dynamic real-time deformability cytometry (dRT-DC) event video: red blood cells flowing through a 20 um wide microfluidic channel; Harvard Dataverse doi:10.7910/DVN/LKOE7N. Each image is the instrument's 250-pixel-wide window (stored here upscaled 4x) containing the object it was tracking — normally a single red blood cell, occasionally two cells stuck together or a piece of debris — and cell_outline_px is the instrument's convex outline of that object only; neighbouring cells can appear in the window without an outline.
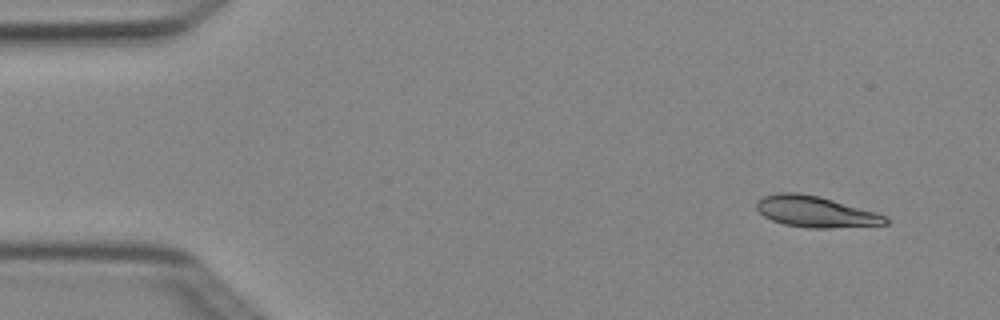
{"species": "Egyptian fruit bat (a non-hibernating species)", "species_latin": "Rousettus aegyptiacus", "temperature_condition": "cold", "stored_images_in_passage": 5, "camera_frame_rate_fps": 3000, "um_per_image_px": 0.085, "animal": {"sex": "female"}, "frame": {"image": 1, "passage_image": 2, "time_ms": 0.333, "image_size_px": [1000, 320], "cell_outline_px": [[888, 224], [828, 228], [808, 228], [784, 224], [772, 220], [764, 216], [756, 208], [756, 200], [764, 196], [776, 192], [796, 192], [820, 196], [876, 212], [888, 216]], "centroid_in_image_um": [69.31, 17.98], "position_along_channel_um": 15.7, "area_um2": 23.47}}
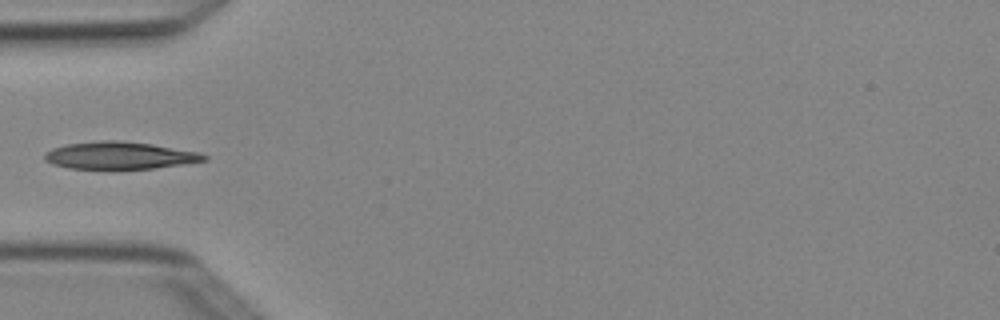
{"frame": {"image": 2, "passage_image": 5, "time_ms": 1.333, "image_size_px": [1000, 320], "cell_outline_px": [[208, 160], [184, 164], [152, 168], [116, 172], [68, 168], [52, 164], [44, 160], [44, 152], [52, 148], [68, 144], [96, 140], [120, 140], [152, 144], [200, 152], [208, 156]], "centroid_in_image_um": [10.14, 13.25], "position_along_channel_um": 74.9, "area_um2": 26.59}}